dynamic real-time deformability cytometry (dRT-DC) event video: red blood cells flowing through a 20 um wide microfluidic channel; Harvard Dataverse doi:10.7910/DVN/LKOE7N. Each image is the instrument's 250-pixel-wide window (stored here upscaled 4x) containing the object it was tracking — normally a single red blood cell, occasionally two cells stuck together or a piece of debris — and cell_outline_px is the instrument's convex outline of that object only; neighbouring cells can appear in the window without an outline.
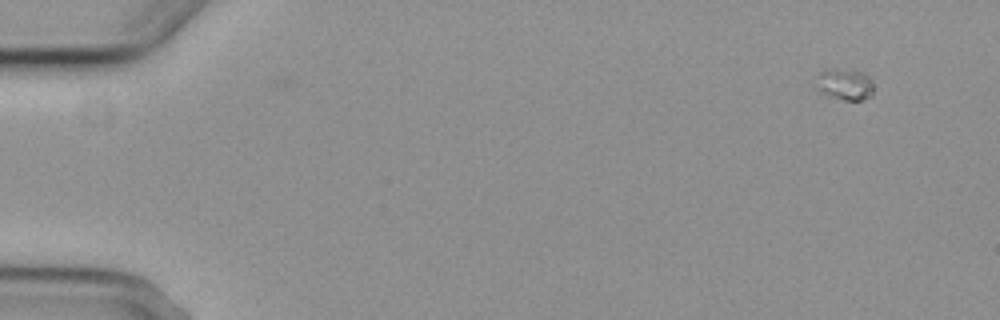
{"species": "common noctule bat (a hibernating species)", "species_latin": "Nyctalus noctula", "temperature_condition": "cold", "stored_images_in_passage": 3, "camera_frame_rate_fps": 3000, "um_per_image_px": 0.085, "animal": {"sex": "female", "body_mass_g": 29.2, "forearm_length_mm": 56.3}, "frame": {"image": 1, "passage_image": 1, "time_ms": 0.0, "image_size_px": [1000, 320], "cell_outline_px": [[872, 96], [864, 100], [844, 100], [828, 96], [820, 92], [816, 72], [828, 68], [836, 68], [864, 72], [868, 76], [872, 84]], "centroid_in_image_um": [71.8, 7.15], "position_along_channel_um": 13.2, "area_um2": 10.64}}